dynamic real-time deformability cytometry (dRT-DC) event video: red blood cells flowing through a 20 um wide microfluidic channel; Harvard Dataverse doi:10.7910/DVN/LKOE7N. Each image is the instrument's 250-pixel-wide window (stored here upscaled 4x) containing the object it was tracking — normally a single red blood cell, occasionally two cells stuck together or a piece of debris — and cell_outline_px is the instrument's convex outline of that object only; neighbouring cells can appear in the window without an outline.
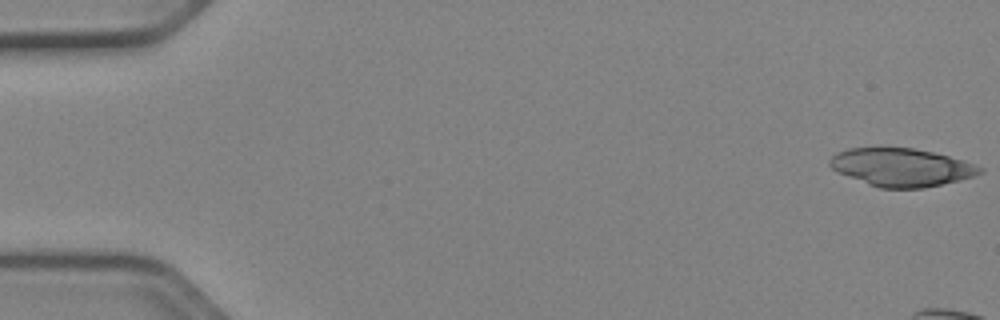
{"species": "Egyptian fruit bat (a non-hibernating species)", "species_latin": "Rousettus aegyptiacus", "temperature_condition": "cold", "stored_images_in_passage": 9, "camera_frame_rate_fps": 3000, "um_per_image_px": 0.085, "animal": {"sex": "female"}, "frame": {"image": 1, "passage_image": 1, "time_ms": 0.0, "image_size_px": [1000, 320], "cell_outline_px": [[984, 172], [972, 176], [924, 188], [880, 188], [868, 184], [836, 172], [828, 164], [828, 160], [836, 152], [848, 148], [880, 144], [912, 148], [932, 152], [948, 156], [984, 168]], "centroid_in_image_um": [76.5, 14.17], "position_along_channel_um": 8.5, "area_um2": 33.81}}